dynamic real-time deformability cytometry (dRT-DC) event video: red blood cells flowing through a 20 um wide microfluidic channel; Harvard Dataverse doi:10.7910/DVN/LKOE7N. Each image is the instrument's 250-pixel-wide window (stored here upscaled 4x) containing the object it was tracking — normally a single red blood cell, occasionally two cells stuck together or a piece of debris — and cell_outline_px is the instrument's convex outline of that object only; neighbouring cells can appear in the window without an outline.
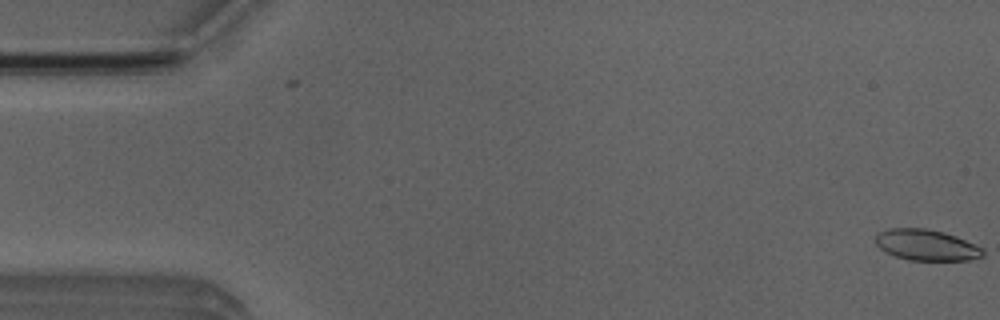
{"species": "Egyptian fruit bat (a non-hibernating species)", "species_latin": "Rousettus aegyptiacus", "temperature_condition": "room temperature", "stored_images_in_passage": 2, "camera_frame_rate_fps": 3000, "um_per_image_px": 0.085, "animal": {"sex": "male"}, "frame": {"image": 1, "passage_image": 2, "time_ms": 0.333, "image_size_px": [1000, 320], "cell_outline_px": [[984, 256], [968, 260], [908, 260], [896, 256], [880, 248], [876, 244], [876, 232], [888, 228], [924, 228], [944, 232], [956, 236], [984, 248]], "centroid_in_image_um": [78.75, 20.82], "position_along_channel_um": 6.2, "area_um2": 19.42}}